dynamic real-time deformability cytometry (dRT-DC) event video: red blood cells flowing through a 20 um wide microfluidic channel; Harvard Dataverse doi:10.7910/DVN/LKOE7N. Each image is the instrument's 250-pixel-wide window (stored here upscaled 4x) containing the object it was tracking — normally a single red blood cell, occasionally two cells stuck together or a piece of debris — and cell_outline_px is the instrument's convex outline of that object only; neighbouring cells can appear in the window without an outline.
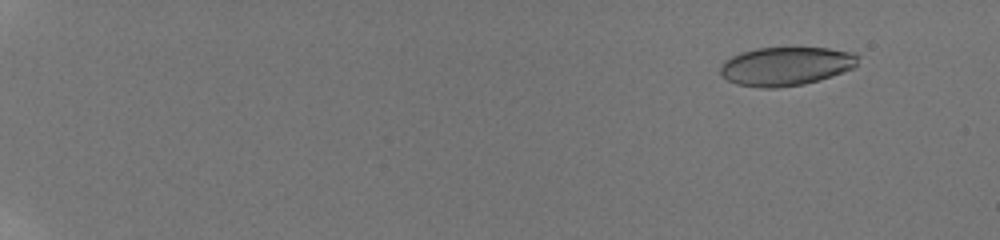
{"species": "human", "species_latin": "Homo sapiens", "temperature_condition": "room temperature", "stored_images_in_passage": 73, "camera_frame_rate_fps": 3000, "um_per_image_px": 0.085, "donor": {"sex": "male"}, "frame": {"image": 1, "passage_image": 13, "time_ms": 2.0, "image_size_px": [1000, 240], "cell_outline_px": [[860, 56], [856, 64], [852, 68], [832, 76], [820, 80], [804, 84], [776, 88], [760, 88], [736, 84], [728, 80], [720, 72], [720, 68], [724, 60], [740, 52], [756, 48], [828, 48], [852, 52]], "centroid_in_image_um": [66.79, 5.63], "position_along_channel_um": 18.2, "area_um2": 31.04}}
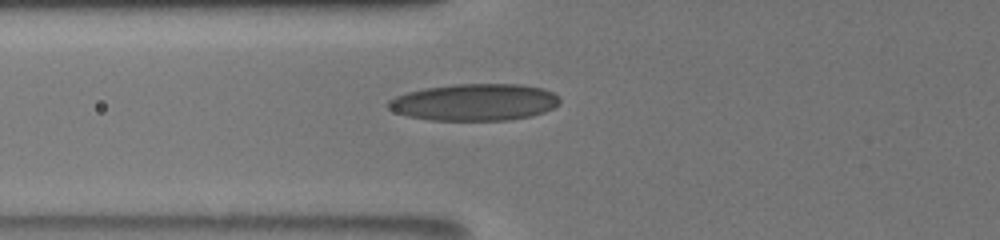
{"frame": {"image": 2, "passage_image": 44, "time_ms": 8.667, "image_size_px": [1000, 240], "cell_outline_px": [[560, 104], [544, 112], [532, 116], [508, 120], [428, 120], [408, 116], [396, 112], [388, 108], [388, 100], [396, 96], [408, 92], [424, 88], [452, 84], [520, 84], [544, 88], [552, 92], [560, 100]], "centroid_in_image_um": [40.35, 8.68], "position_along_channel_um": 85.5, "area_um2": 36.93}}
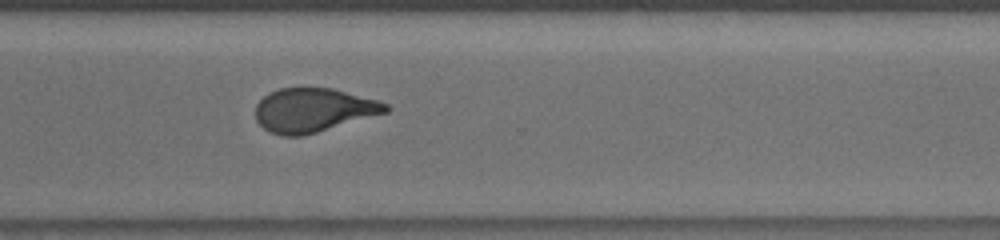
{"frame": {"image": 3, "passage_image": 72, "time_ms": 15.333, "image_size_px": [1000, 240], "cell_outline_px": [[392, 108], [388, 112], [316, 132], [300, 136], [284, 136], [272, 132], [264, 128], [256, 120], [256, 104], [268, 92], [280, 88], [332, 88], [376, 100], [388, 104]], "centroid_in_image_um": [26.63, 9.35], "position_along_channel_um": 344.0, "area_um2": 33.0}}